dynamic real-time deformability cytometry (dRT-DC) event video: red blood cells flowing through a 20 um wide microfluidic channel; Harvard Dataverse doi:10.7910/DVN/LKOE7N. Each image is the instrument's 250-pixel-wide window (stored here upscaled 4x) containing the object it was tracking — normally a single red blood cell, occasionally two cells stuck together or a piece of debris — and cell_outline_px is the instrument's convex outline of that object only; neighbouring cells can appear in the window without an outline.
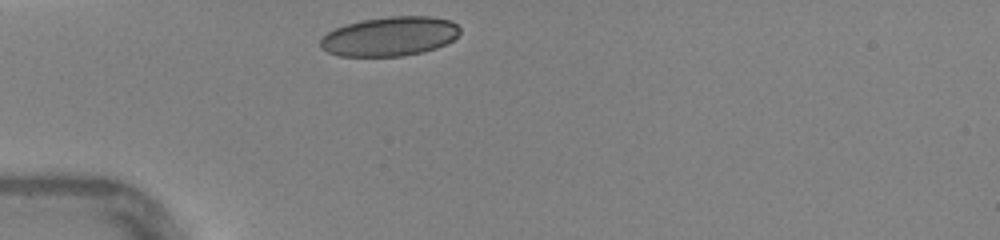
{"species": "human", "species_latin": "Homo sapiens", "temperature_condition": "warm", "stored_images_in_passage": 26, "camera_frame_rate_fps": 3000, "um_per_image_px": 0.085, "donor": {"sex": "female"}, "frame": {"image": 1, "passage_image": 1, "time_ms": 0.0, "image_size_px": [1000, 240], "cell_outline_px": [[460, 32], [452, 40], [436, 48], [404, 56], [340, 56], [328, 52], [320, 48], [320, 40], [328, 32], [344, 24], [360, 20], [388, 16], [432, 16], [452, 20], [460, 28]], "centroid_in_image_um": [33.12, 3.08], "position_along_channel_um": 51.9, "area_um2": 32.08}}
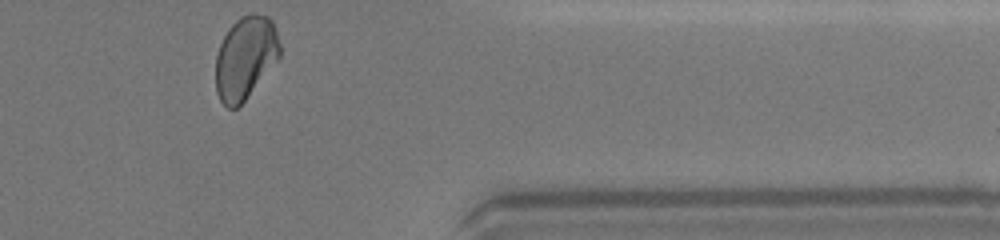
{"frame": {"image": 2, "passage_image": 26, "time_ms": 8.333, "image_size_px": [1000, 240], "cell_outline_px": [[280, 56], [244, 100], [236, 108], [228, 108], [220, 100], [216, 92], [216, 56], [220, 44], [228, 28], [240, 16], [252, 12], [256, 12], [268, 16], [272, 20], [280, 44]], "centroid_in_image_um": [20.85, 4.86], "position_along_channel_um": 390.6, "area_um2": 30.75}, "authors_computed_cell_mechanics": {"area_um2": 31.501, "velocity_mm_per_s": 4.3866, "shape_relaxation_time_tau1_ms": 4.6559, "shape_relaxation_time_tau2_ms": 1.181, "deformation_change_tau1": 0.1206, "deformation_change_tau2": 0.0538}}